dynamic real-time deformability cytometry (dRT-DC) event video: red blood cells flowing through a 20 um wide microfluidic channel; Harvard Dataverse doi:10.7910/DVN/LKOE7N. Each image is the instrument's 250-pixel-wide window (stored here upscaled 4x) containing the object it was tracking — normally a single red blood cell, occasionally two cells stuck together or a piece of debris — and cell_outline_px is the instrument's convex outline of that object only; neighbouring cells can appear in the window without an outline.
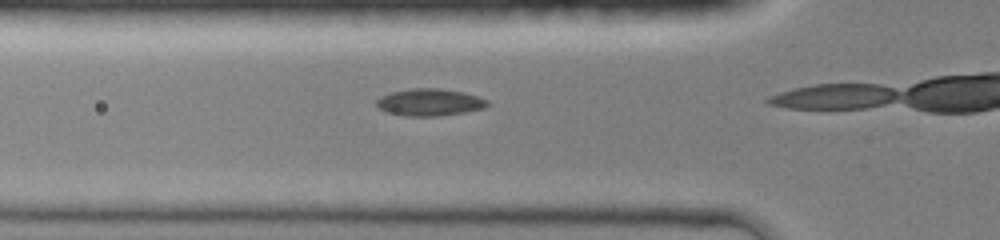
{"species": "common noctule bat (a hibernating species)", "species_latin": "Nyctalus noctula", "temperature_condition": "room temperature", "stored_images_in_passage": 11, "camera_frame_rate_fps": 3000, "um_per_image_px": 0.085, "animal": {"sex": "female", "body_mass_g": 19.0, "forearm_length_mm": 51.5}, "frame": {"image": 1, "passage_image": 10, "time_ms": 3.0, "image_size_px": [1000, 240], "cell_outline_px": [[488, 104], [484, 108], [464, 112], [436, 116], [404, 116], [388, 112], [380, 108], [376, 104], [376, 100], [380, 96], [392, 92], [412, 88], [440, 88], [460, 92], [476, 96], [488, 100]], "centroid_in_image_um": [36.49, 8.69], "position_along_channel_um": 89.3, "area_um2": 17.28}}